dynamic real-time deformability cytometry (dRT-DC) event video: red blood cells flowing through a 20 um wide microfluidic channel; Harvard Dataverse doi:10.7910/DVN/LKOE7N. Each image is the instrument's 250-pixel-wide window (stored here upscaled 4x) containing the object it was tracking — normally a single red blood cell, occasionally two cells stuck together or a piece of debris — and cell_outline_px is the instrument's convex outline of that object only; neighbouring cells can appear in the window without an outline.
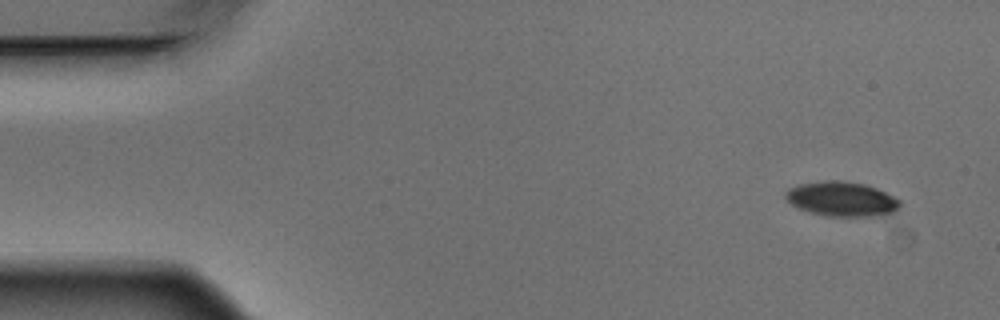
{"species": "Egyptian fruit bat (a non-hibernating species)", "species_latin": "Rousettus aegyptiacus", "temperature_condition": "warm", "stored_images_in_passage": 13, "camera_frame_rate_fps": 3000, "um_per_image_px": 0.085, "animal": {"sex": "male"}, "frame": {"image": 1, "passage_image": 1, "time_ms": 0.0, "image_size_px": [1000, 320], "cell_outline_px": [[900, 204], [896, 212], [888, 216], [824, 216], [808, 212], [792, 204], [784, 196], [784, 192], [788, 188], [800, 184], [824, 180], [844, 180], [864, 184], [876, 188], [900, 200]], "centroid_in_image_um": [71.56, 16.92], "position_along_channel_um": 13.4, "area_um2": 23.35}}
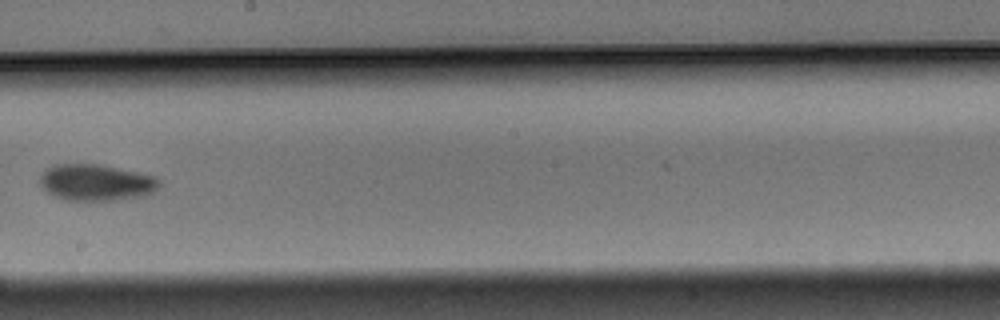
{"frame": {"image": 2, "passage_image": 8, "time_ms": 2.333, "image_size_px": [1000, 320], "cell_outline_px": [[160, 188], [144, 196], [112, 200], [64, 200], [40, 188], [40, 176], [52, 164], [100, 164], [140, 172], [156, 176], [160, 180]], "centroid_in_image_um": [8.19, 15.5], "position_along_channel_um": 240.0, "area_um2": 25.55}}
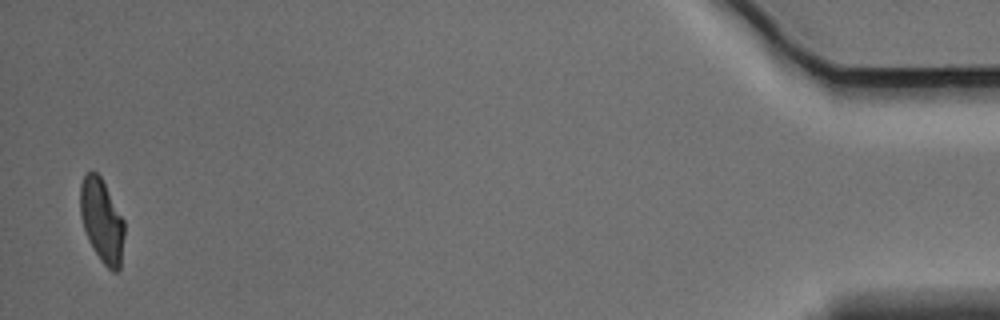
{"frame": {"image": 3, "passage_image": 13, "time_ms": 4.0, "image_size_px": [1000, 320], "cell_outline_px": [[124, 236], [120, 268], [116, 272], [112, 272], [100, 260], [88, 240], [80, 216], [80, 184], [84, 176], [92, 168], [100, 176], [124, 220]], "centroid_in_image_um": [8.65, 18.76], "position_along_channel_um": 426.6, "area_um2": 21.44}}